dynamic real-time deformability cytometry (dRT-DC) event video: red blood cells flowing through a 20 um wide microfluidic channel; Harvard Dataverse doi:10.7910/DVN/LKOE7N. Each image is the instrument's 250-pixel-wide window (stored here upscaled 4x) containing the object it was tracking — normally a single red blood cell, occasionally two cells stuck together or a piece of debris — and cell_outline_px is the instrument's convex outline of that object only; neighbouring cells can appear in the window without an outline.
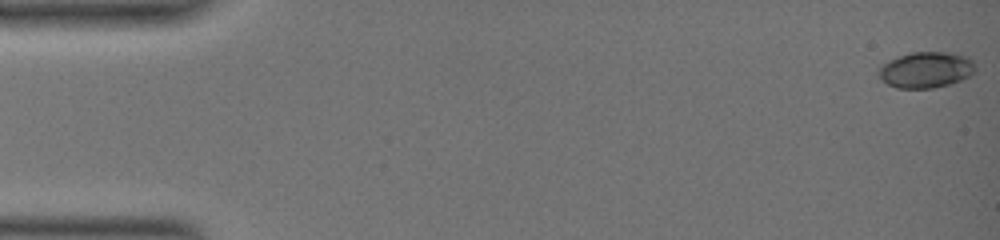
{"species": "common noctule bat (a hibernating species)", "species_latin": "Nyctalus noctula", "temperature_condition": "warm", "stored_images_in_passage": 59, "camera_frame_rate_fps": 3000, "um_per_image_px": 0.085, "animal": {"sex": "female", "body_mass_g": 19.0, "forearm_length_mm": 51.5}, "frame": {"image": 1, "passage_image": 1, "time_ms": 0.0, "image_size_px": [1000, 240], "cell_outline_px": [[976, 72], [960, 80], [948, 84], [932, 88], [896, 88], [888, 84], [876, 76], [876, 72], [888, 60], [912, 52], [956, 52], [968, 56], [972, 60], [976, 68]], "centroid_in_image_um": [78.72, 5.92], "position_along_channel_um": 6.3, "area_um2": 20.46}}
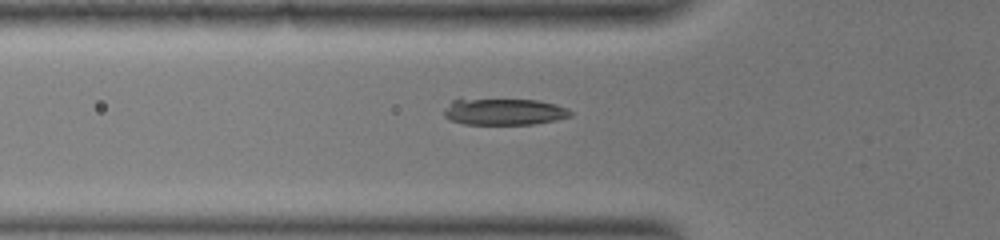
{"frame": {"image": 2, "passage_image": 22, "time_ms": 7.0, "image_size_px": [1000, 240], "cell_outline_px": [[572, 116], [556, 120], [532, 124], [464, 124], [448, 120], [444, 116], [444, 112], [452, 100], [460, 96], [540, 100], [556, 104], [572, 112]], "centroid_in_image_um": [42.76, 9.44], "position_along_channel_um": 83.0, "area_um2": 20.52}}
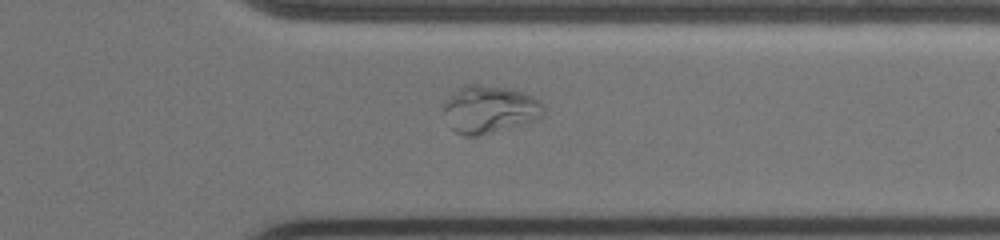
{"frame": {"image": 3, "passage_image": 48, "time_ms": 15.667, "image_size_px": [1000, 240], "cell_outline_px": [[544, 116], [536, 120], [476, 136], [464, 136], [456, 132], [452, 128], [444, 112], [444, 100], [464, 84], [480, 84], [508, 88], [524, 92], [532, 96], [544, 108]], "centroid_in_image_um": [41.6, 9.27], "position_along_channel_um": 369.8, "area_um2": 27.46}}